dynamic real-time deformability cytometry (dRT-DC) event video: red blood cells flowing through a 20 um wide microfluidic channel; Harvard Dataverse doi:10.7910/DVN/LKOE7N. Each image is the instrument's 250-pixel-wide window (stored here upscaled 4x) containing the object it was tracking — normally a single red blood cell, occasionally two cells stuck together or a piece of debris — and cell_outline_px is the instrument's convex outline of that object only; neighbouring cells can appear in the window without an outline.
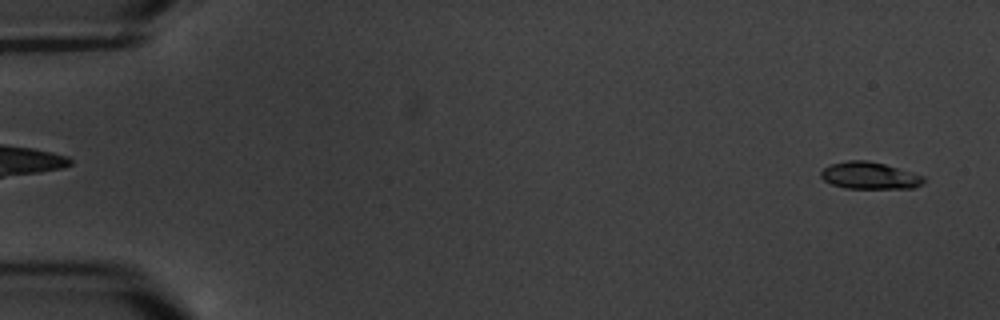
{"species": "common noctule bat (a hibernating species)", "species_latin": "Nyctalus noctula", "temperature_condition": "warm", "stored_images_in_passage": 7, "segment_of_instrument_passage": [2, 2], "camera_frame_rate_fps": 3000, "um_per_image_px": 0.085, "animal": {"sex": "male", "body_mass_g": 20.1, "forearm_length_mm": 53.5}, "frame": {"image": 1, "passage_image": 7, "time_ms": 7.0, "image_size_px": [1000, 320], "cell_outline_px": [[924, 184], [912, 188], [844, 188], [832, 184], [824, 180], [820, 176], [820, 172], [824, 168], [832, 164], [848, 160], [864, 160], [884, 164], [924, 176]], "centroid_in_image_um": [73.91, 14.93], "position_along_channel_um": 11.1, "area_um2": 16.01}}